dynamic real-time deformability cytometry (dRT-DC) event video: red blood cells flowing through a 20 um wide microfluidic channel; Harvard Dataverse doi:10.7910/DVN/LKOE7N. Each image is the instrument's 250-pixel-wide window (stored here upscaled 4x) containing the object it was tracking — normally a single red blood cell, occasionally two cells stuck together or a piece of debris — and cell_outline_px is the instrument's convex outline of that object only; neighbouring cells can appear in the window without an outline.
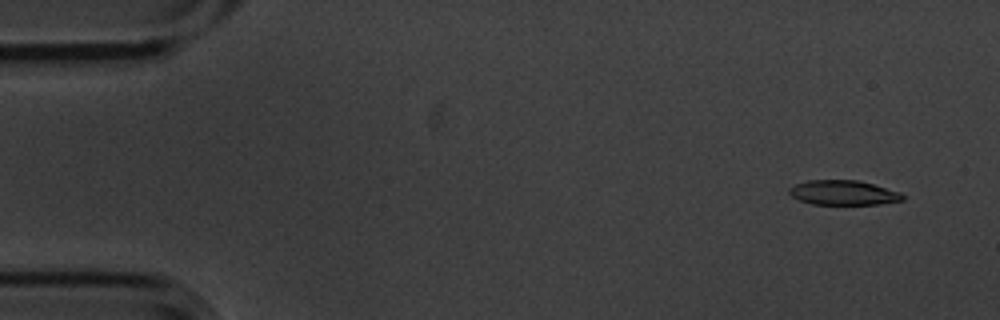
{"species": "common noctule bat (a hibernating species)", "species_latin": "Nyctalus noctula", "temperature_condition": "cold", "stored_images_in_passage": 5, "camera_frame_rate_fps": 3000, "um_per_image_px": 0.085, "animal": {"sex": "male", "body_mass_g": 20.1, "forearm_length_mm": 53.5}, "frame": {"image": 1, "passage_image": 2, "time_ms": 0.333, "image_size_px": [1000, 320], "cell_outline_px": [[904, 200], [880, 204], [812, 204], [800, 200], [792, 196], [788, 192], [788, 188], [796, 184], [808, 180], [856, 180], [872, 184], [900, 192], [904, 196]], "centroid_in_image_um": [71.67, 16.38], "position_along_channel_um": 13.3, "area_um2": 16.18}}
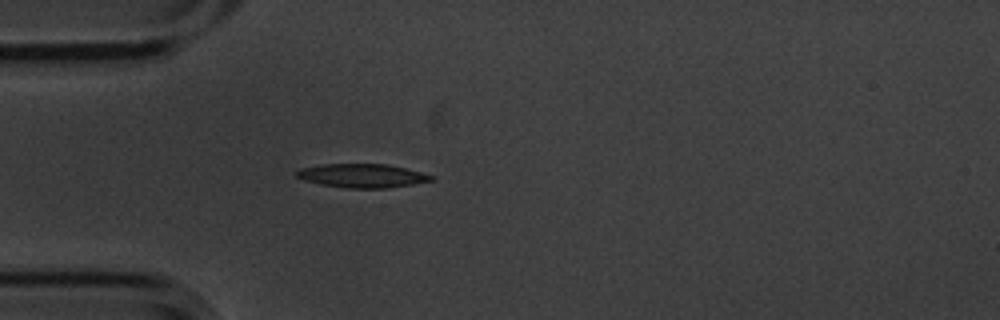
{"frame": {"image": 2, "passage_image": 5, "time_ms": 1.333, "image_size_px": [1000, 320], "cell_outline_px": [[436, 176], [432, 180], [412, 184], [388, 188], [348, 188], [320, 184], [304, 180], [296, 176], [296, 172], [300, 168], [324, 164], [388, 164]], "centroid_in_image_um": [30.78, 14.93], "position_along_channel_um": 54.2, "area_um2": 18.5}}